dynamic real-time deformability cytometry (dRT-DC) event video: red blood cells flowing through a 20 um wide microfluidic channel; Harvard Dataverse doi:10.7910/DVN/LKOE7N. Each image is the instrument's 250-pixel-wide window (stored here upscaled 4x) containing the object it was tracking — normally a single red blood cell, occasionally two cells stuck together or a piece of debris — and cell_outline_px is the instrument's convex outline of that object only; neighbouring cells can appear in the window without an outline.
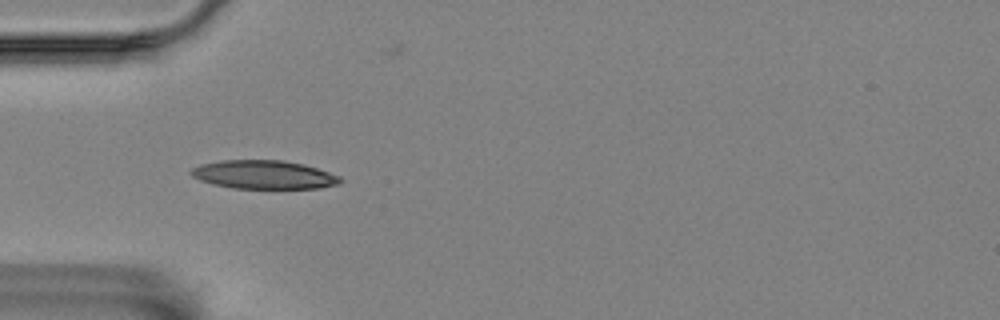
{"species": "Egyptian fruit bat (a non-hibernating species)", "species_latin": "Rousettus aegyptiacus", "temperature_condition": "room temperature", "stored_images_in_passage": 6, "camera_frame_rate_fps": 3000, "um_per_image_px": 0.085, "animal": {"sex": "female"}, "frame": {"image": 1, "passage_image": 5, "time_ms": 1.333, "image_size_px": [1000, 320], "cell_outline_px": [[344, 180], [340, 184], [320, 188], [232, 188], [212, 184], [200, 180], [192, 176], [188, 172], [192, 168], [200, 164], [220, 160], [284, 160], [304, 164], [340, 176]], "centroid_in_image_um": [22.42, 14.84], "position_along_channel_um": 62.6, "area_um2": 24.97}}
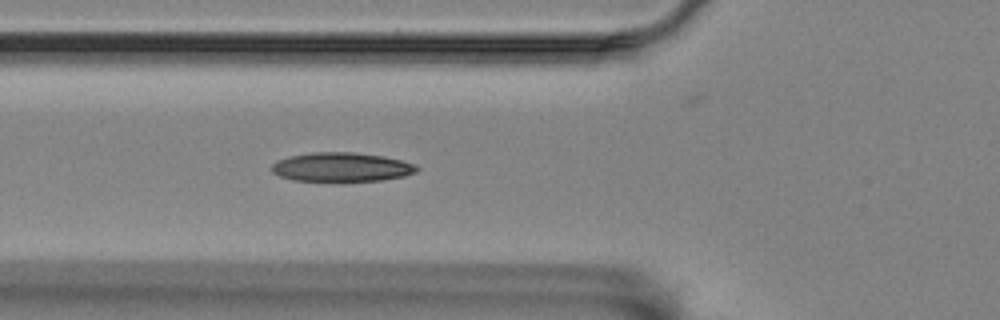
{"frame": {"image": 2, "passage_image": 6, "time_ms": 1.667, "image_size_px": [1000, 320], "cell_outline_px": [[420, 168], [416, 172], [404, 176], [380, 180], [292, 180], [280, 176], [272, 172], [272, 164], [288, 156], [312, 152], [352, 152], [384, 156], [416, 164]], "centroid_in_image_um": [29.05, 14.18], "position_along_channel_um": 96.8, "area_um2": 24.28}}